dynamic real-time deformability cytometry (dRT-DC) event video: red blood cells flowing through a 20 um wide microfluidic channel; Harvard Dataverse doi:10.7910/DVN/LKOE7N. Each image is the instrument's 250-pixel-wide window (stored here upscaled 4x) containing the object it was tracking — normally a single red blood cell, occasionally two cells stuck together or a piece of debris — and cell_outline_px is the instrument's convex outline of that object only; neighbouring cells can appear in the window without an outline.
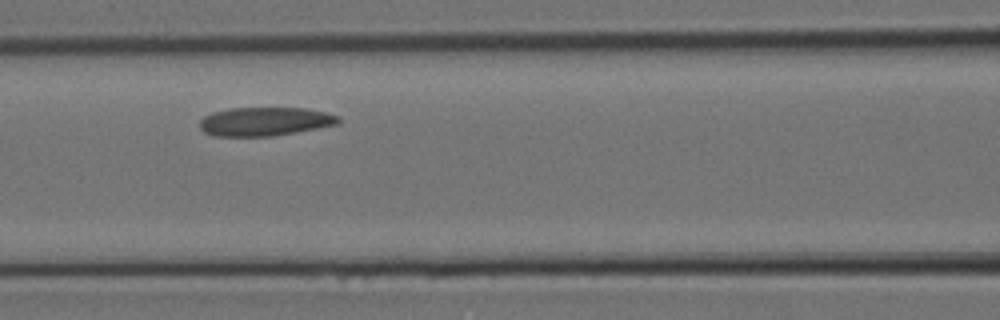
{"species": "Egyptian fruit bat (a non-hibernating species)", "species_latin": "Rousettus aegyptiacus", "temperature_condition": "room temperature", "stored_images_in_passage": 9, "camera_frame_rate_fps": 3000, "um_per_image_px": 0.085, "animal": {"sex": "female"}, "frame": {"image": 1, "passage_image": 7, "time_ms": 2.0, "image_size_px": [1000, 320], "cell_outline_px": [[340, 124], [296, 132], [272, 136], [212, 136], [204, 132], [200, 128], [200, 120], [204, 116], [212, 112], [228, 108], [304, 108], [324, 112], [336, 116], [340, 120]], "centroid_in_image_um": [22.47, 10.33], "position_along_channel_um": 144.1, "area_um2": 23.18}}
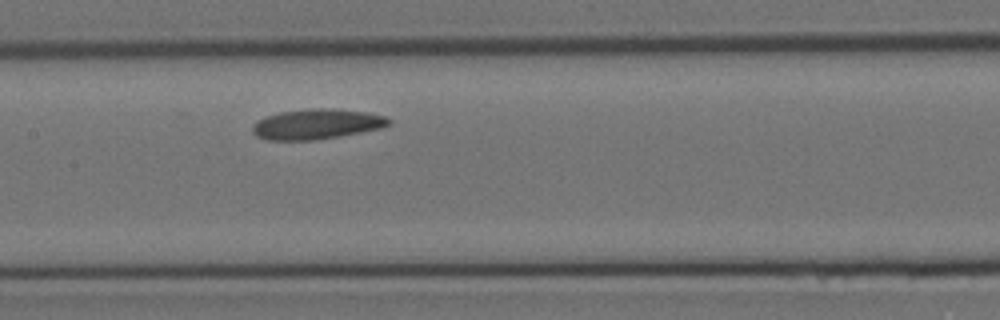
{"frame": {"image": 2, "passage_image": 8, "time_ms": 2.333, "image_size_px": [1000, 320], "cell_outline_px": [[392, 124], [380, 128], [340, 136], [312, 140], [268, 140], [256, 136], [252, 132], [252, 124], [256, 120], [264, 116], [280, 112], [320, 108], [368, 112], [384, 116], [392, 120]], "centroid_in_image_um": [26.88, 10.56], "position_along_channel_um": 180.5, "area_um2": 23.87}}